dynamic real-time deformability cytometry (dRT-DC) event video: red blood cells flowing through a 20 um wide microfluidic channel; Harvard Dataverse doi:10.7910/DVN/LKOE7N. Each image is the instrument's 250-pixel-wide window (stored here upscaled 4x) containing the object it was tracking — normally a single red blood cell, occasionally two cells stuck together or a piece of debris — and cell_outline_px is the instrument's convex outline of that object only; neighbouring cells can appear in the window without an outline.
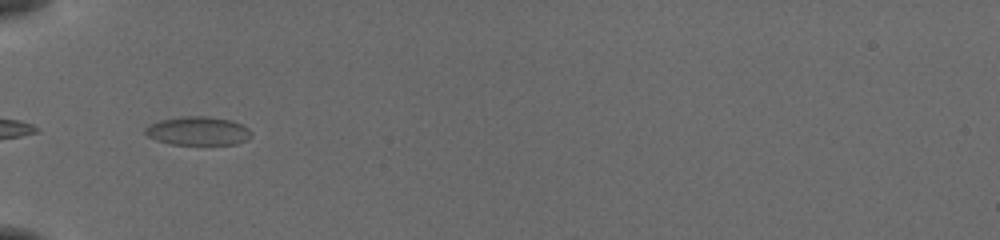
{"species": "common noctule bat (a hibernating species)", "species_latin": "Nyctalus noctula", "temperature_condition": "cold", "stored_images_in_passage": 7, "camera_frame_rate_fps": 3000, "um_per_image_px": 0.085, "animal": {"sex": "female", "body_mass_g": 19.5, "forearm_length_mm": 54.1}, "frame": {"image": 1, "passage_image": 1, "time_ms": 0.0, "image_size_px": [1000, 240], "cell_outline_px": [[252, 136], [236, 144], [172, 144], [156, 140], [148, 136], [144, 132], [144, 128], [148, 124], [160, 120], [180, 116], [208, 116], [232, 120], [248, 128], [252, 132]], "centroid_in_image_um": [16.8, 11.11], "position_along_channel_um": 68.2, "area_um2": 17.74}}